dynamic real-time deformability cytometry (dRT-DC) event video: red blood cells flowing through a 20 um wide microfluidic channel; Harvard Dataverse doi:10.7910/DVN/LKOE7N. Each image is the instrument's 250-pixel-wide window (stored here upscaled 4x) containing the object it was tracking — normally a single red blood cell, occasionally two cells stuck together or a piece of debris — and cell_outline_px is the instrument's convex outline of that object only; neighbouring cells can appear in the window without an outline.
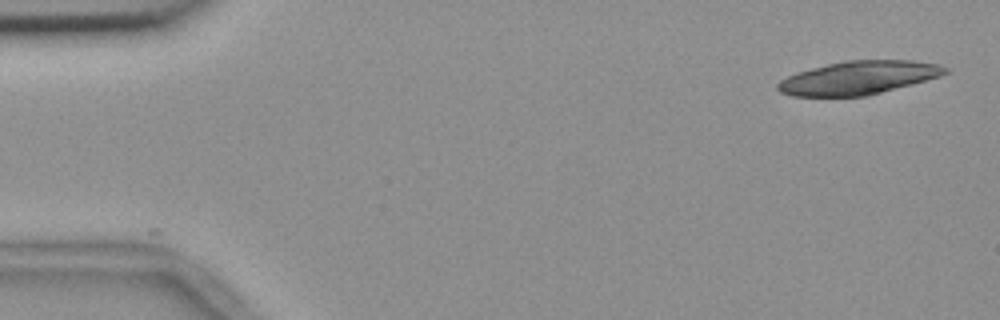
{"species": "common noctule bat (a hibernating species)", "species_latin": "Nyctalus noctula", "temperature_condition": "room temperature", "stored_images_in_passage": 6, "camera_frame_rate_fps": 3000, "um_per_image_px": 0.085, "animal": {"sex": "female", "body_mass_g": 18.4}, "frame": {"image": 1, "passage_image": 1, "time_ms": 0.0, "image_size_px": [1000, 320], "cell_outline_px": [[948, 72], [940, 76], [912, 84], [868, 96], [792, 96], [780, 92], [776, 88], [776, 84], [780, 80], [796, 72], [844, 60], [912, 60], [940, 64], [948, 68]], "centroid_in_image_um": [72.97, 6.61], "position_along_channel_um": 12.0, "area_um2": 32.66}}